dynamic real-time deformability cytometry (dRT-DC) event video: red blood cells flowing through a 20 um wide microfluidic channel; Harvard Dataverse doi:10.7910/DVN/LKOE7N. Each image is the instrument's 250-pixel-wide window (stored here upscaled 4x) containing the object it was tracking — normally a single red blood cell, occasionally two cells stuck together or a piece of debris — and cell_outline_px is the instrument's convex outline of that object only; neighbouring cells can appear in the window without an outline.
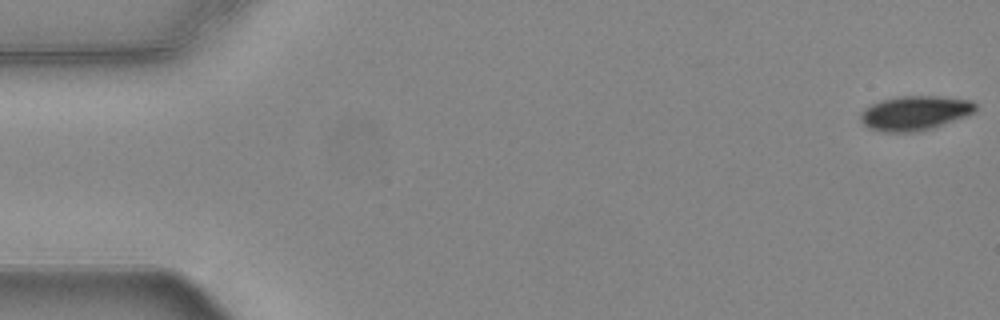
{"species": "common noctule bat (a hibernating species)", "species_latin": "Nyctalus noctula", "temperature_condition": "warm", "stored_images_in_passage": 53, "camera_frame_rate_fps": 3000, "um_per_image_px": 0.085, "animal": {"sex": "female", "body_mass_g": 24.6, "forearm_length_mm": 56.2}, "frame": {"image": 1, "passage_image": 1, "time_ms": 0.0, "image_size_px": [1000, 320], "cell_outline_px": [[976, 108], [968, 116], [920, 132], [884, 132], [868, 128], [860, 120], [860, 112], [864, 108], [880, 100], [896, 96], [936, 96], [972, 100], [976, 104]], "centroid_in_image_um": [77.74, 9.61], "position_along_channel_um": 7.3, "area_um2": 23.29}}
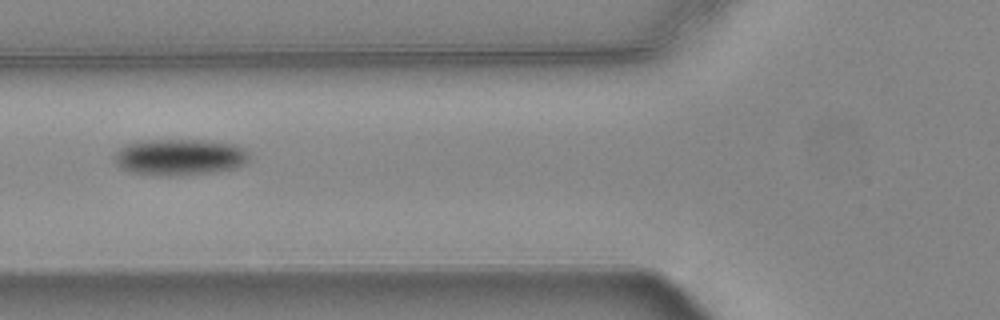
{"frame": {"image": 2, "passage_image": 21, "time_ms": 6.667, "image_size_px": [1000, 320], "cell_outline_px": [[248, 160], [244, 164], [236, 168], [212, 172], [172, 176], [152, 176], [132, 172], [120, 168], [116, 164], [112, 156], [124, 144], [140, 140], [208, 140], [236, 144], [244, 148], [248, 152]], "centroid_in_image_um": [15.23, 13.35], "position_along_channel_um": 110.6, "area_um2": 29.07}}
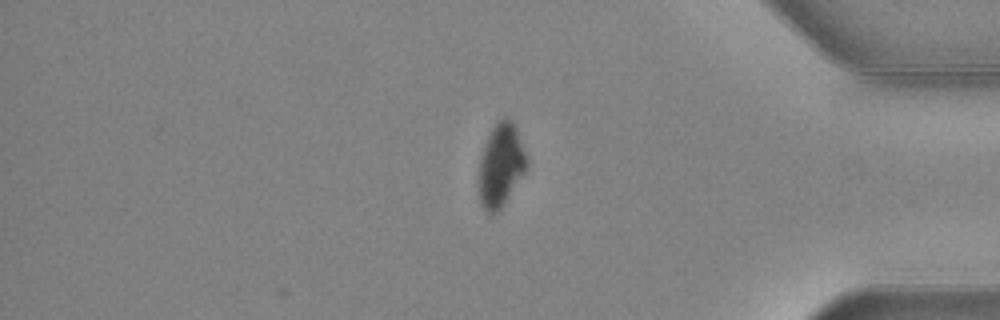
{"frame": {"image": 3, "passage_image": 46, "time_ms": 15.0, "image_size_px": [1000, 320], "cell_outline_px": [[528, 168], [504, 204], [492, 216], [480, 204], [480, 156], [488, 136], [496, 120], [504, 116], [508, 116], [512, 120], [516, 128], [528, 160]], "centroid_in_image_um": [42.6, 14.01], "position_along_channel_um": 392.6, "area_um2": 23.18}, "authors_computed_cell_mechanics": {"area_um2": 25.5476, "velocity_mm_per_s": 3.7246, "shape_relaxation_time_tau1_ms": 3.0436, "shape_relaxation_time_tau2_ms": null, "deformation_change_tau1": 0.128, "deformation_change_tau2": null}}